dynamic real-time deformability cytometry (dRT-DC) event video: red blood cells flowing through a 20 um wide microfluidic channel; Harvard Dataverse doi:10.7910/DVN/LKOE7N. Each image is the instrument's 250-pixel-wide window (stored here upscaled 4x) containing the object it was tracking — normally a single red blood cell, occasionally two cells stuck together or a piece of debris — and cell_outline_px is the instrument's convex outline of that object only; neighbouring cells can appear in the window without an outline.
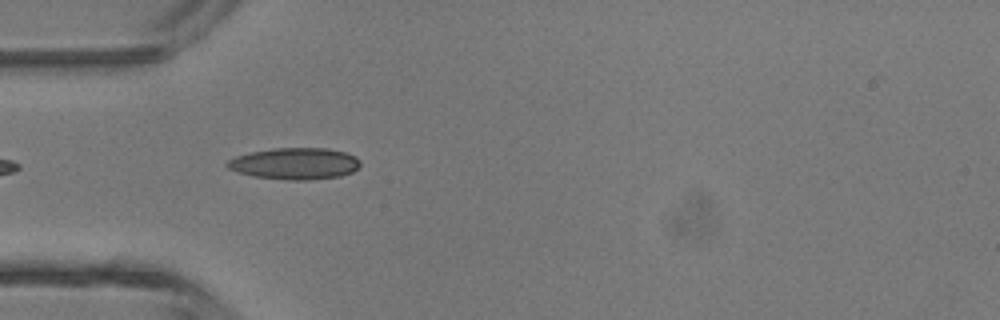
{"species": "common noctule bat (a hibernating species)", "species_latin": "Nyctalus noctula", "temperature_condition": "room temperature", "stored_images_in_passage": 5, "camera_frame_rate_fps": 3000, "um_per_image_px": 0.085, "animal": {"sex": "male", "body_mass_g": 13.3}, "frame": {"image": 1, "passage_image": 4, "time_ms": 4.333, "image_size_px": [1000, 320], "cell_outline_px": [[360, 164], [352, 172], [340, 176], [308, 180], [292, 180], [252, 176], [228, 168], [224, 164], [228, 160], [236, 156], [252, 152], [272, 148], [328, 148], [344, 152], [356, 156], [360, 160]], "centroid_in_image_um": [25.07, 13.9], "position_along_channel_um": 59.9, "area_um2": 24.39}}
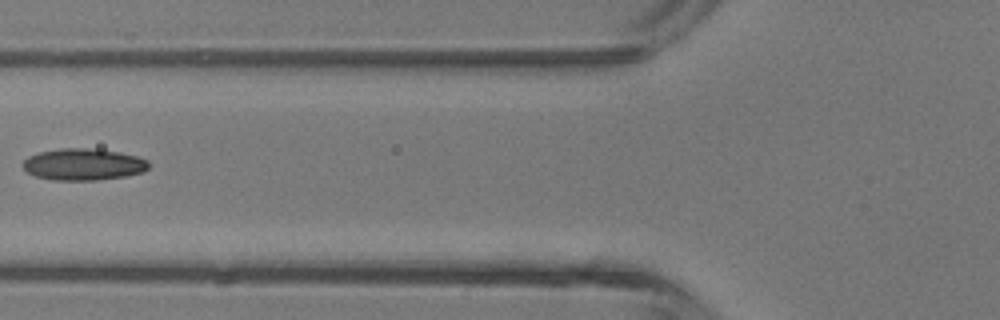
{"frame": {"image": 2, "passage_image": 5, "time_ms": 5.667, "image_size_px": [1000, 320], "cell_outline_px": [[148, 168], [144, 172], [124, 176], [96, 180], [52, 180], [36, 176], [28, 172], [24, 168], [24, 160], [28, 156], [40, 152], [64, 148], [88, 148], [120, 152], [136, 156], [148, 160]], "centroid_in_image_um": [7.1, 13.97], "position_along_channel_um": 118.7, "area_um2": 23.06}}